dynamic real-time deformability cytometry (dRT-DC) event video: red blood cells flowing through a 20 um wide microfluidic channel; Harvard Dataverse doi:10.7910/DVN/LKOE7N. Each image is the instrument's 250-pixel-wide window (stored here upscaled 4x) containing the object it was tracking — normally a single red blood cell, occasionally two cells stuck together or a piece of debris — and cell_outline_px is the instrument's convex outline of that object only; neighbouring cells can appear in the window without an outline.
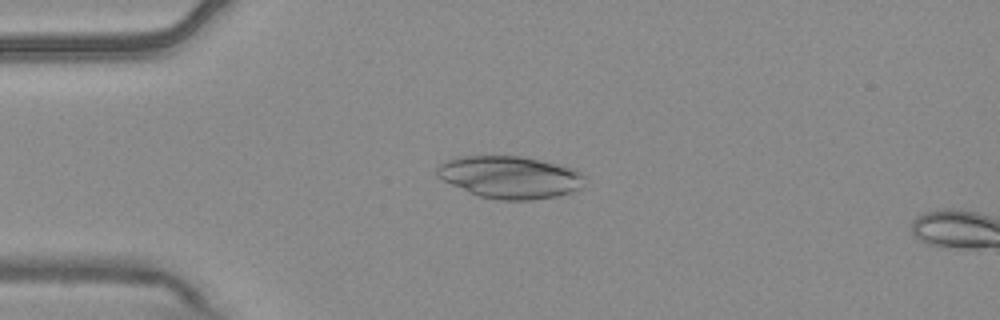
{"species": "common noctule bat (a hibernating species)", "species_latin": "Nyctalus noctula", "temperature_condition": "warm", "stored_images_in_passage": 4, "camera_frame_rate_fps": 3000, "um_per_image_px": 0.085, "animal": {"sex": "male", "body_mass_g": 20.4}, "frame": {"image": 1, "passage_image": 3, "time_ms": 0.667, "image_size_px": [1000, 320], "cell_outline_px": [[584, 176], [580, 188], [572, 192], [556, 196], [532, 200], [500, 200], [480, 196], [468, 192], [436, 176], [436, 168], [444, 160], [460, 156], [520, 156], [540, 160], [576, 168]], "centroid_in_image_um": [43.33, 15.05], "position_along_channel_um": 41.7, "area_um2": 36.41}}